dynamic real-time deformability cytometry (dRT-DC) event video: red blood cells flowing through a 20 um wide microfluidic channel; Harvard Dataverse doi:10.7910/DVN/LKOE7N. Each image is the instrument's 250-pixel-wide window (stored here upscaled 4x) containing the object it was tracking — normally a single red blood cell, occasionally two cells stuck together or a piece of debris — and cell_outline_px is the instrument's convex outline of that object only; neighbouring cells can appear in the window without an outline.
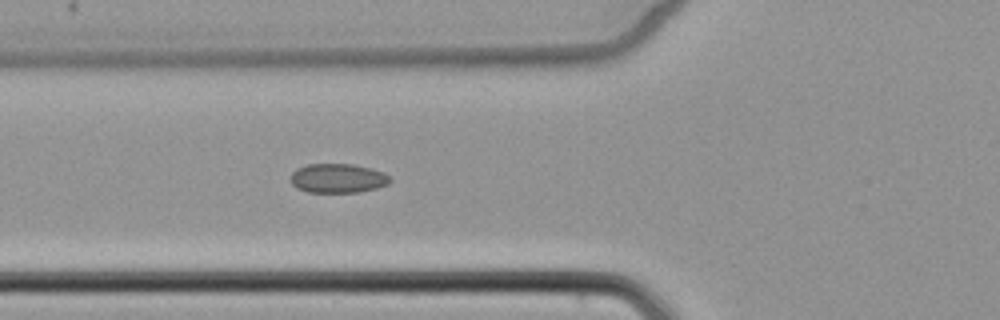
{"species": "common noctule bat (a hibernating species)", "species_latin": "Nyctalus noctula", "temperature_condition": "cold", "stored_images_in_passage": 3, "camera_frame_rate_fps": 3000, "um_per_image_px": 0.085, "animal": {"sex": "female", "body_mass_g": 22.7, "forearm_length_mm": 54.2}, "frame": {"image": 1, "passage_image": 3, "time_ms": 2.333, "image_size_px": [1000, 320], "cell_outline_px": [[392, 180], [388, 184], [376, 188], [360, 192], [308, 192], [296, 188], [292, 184], [292, 172], [296, 168], [308, 164], [352, 164], [372, 168], [384, 172], [392, 176]], "centroid_in_image_um": [28.76, 15.15], "position_along_channel_um": 97.0, "area_um2": 17.11}}